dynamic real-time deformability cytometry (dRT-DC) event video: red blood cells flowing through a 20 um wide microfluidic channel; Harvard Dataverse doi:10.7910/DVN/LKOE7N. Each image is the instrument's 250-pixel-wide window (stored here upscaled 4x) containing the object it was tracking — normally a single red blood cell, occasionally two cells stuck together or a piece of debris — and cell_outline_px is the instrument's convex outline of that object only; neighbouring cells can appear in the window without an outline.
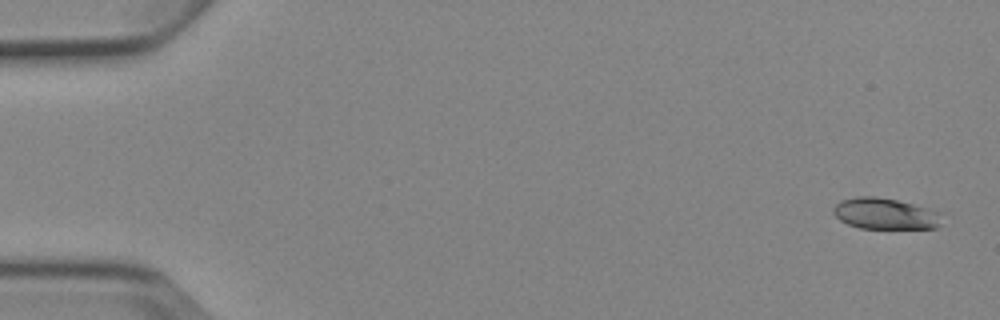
{"species": "Egyptian fruit bat (a non-hibernating species)", "species_latin": "Rousettus aegyptiacus", "temperature_condition": "cold", "stored_images_in_passage": 5, "camera_frame_rate_fps": 3000, "um_per_image_px": 0.085, "animal": {"sex": "female"}, "frame": {"image": 1, "passage_image": 1, "time_ms": 0.0, "image_size_px": [1000, 320], "cell_outline_px": [[940, 224], [936, 228], [860, 228], [848, 224], [840, 220], [832, 212], [832, 208], [840, 200], [856, 196], [872, 196], [896, 200], [928, 208], [940, 212]], "centroid_in_image_um": [75.19, 18.16], "position_along_channel_um": 9.8, "area_um2": 19.59}}
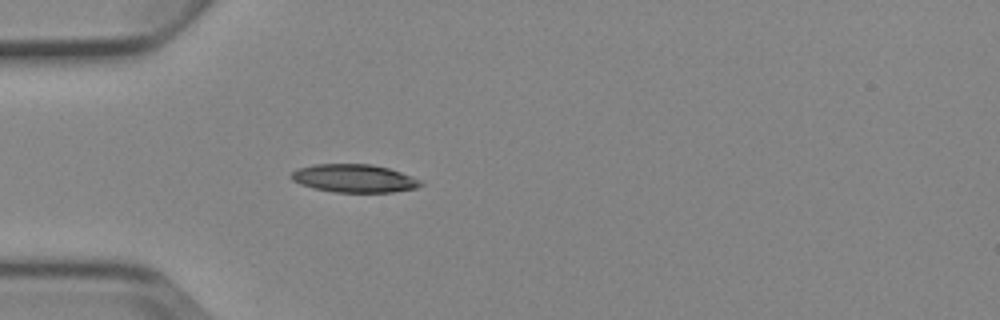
{"frame": {"image": 2, "passage_image": 5, "time_ms": 4.667, "image_size_px": [1000, 320], "cell_outline_px": [[424, 184], [416, 188], [392, 192], [332, 192], [312, 188], [300, 184], [292, 180], [288, 176], [296, 168], [312, 164], [372, 164], [388, 168], [412, 176], [420, 180]], "centroid_in_image_um": [30.05, 15.16], "position_along_channel_um": 54.9, "area_um2": 21.39}}